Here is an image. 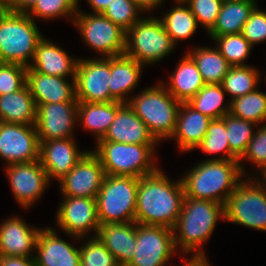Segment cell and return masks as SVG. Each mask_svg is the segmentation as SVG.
Instances as JSON below:
<instances>
[{
    "label": "cell",
    "instance_id": "cell-1",
    "mask_svg": "<svg viewBox=\"0 0 266 266\" xmlns=\"http://www.w3.org/2000/svg\"><path fill=\"white\" fill-rule=\"evenodd\" d=\"M185 194L181 178L171 181L159 169L139 178L135 222L173 229L180 214Z\"/></svg>",
    "mask_w": 266,
    "mask_h": 266
},
{
    "label": "cell",
    "instance_id": "cell-2",
    "mask_svg": "<svg viewBox=\"0 0 266 266\" xmlns=\"http://www.w3.org/2000/svg\"><path fill=\"white\" fill-rule=\"evenodd\" d=\"M219 219H225L224 205L211 200L184 197L181 214L173 228L176 249L206 255L202 244L209 240ZM201 246V247H200Z\"/></svg>",
    "mask_w": 266,
    "mask_h": 266
},
{
    "label": "cell",
    "instance_id": "cell-3",
    "mask_svg": "<svg viewBox=\"0 0 266 266\" xmlns=\"http://www.w3.org/2000/svg\"><path fill=\"white\" fill-rule=\"evenodd\" d=\"M239 160H204L181 178L185 197L225 205L242 180Z\"/></svg>",
    "mask_w": 266,
    "mask_h": 266
},
{
    "label": "cell",
    "instance_id": "cell-4",
    "mask_svg": "<svg viewBox=\"0 0 266 266\" xmlns=\"http://www.w3.org/2000/svg\"><path fill=\"white\" fill-rule=\"evenodd\" d=\"M127 104L158 143L171 138L181 103L167 91L163 82L144 88L137 96H131Z\"/></svg>",
    "mask_w": 266,
    "mask_h": 266
},
{
    "label": "cell",
    "instance_id": "cell-5",
    "mask_svg": "<svg viewBox=\"0 0 266 266\" xmlns=\"http://www.w3.org/2000/svg\"><path fill=\"white\" fill-rule=\"evenodd\" d=\"M43 37L27 13L0 10V55L6 63L29 67Z\"/></svg>",
    "mask_w": 266,
    "mask_h": 266
},
{
    "label": "cell",
    "instance_id": "cell-6",
    "mask_svg": "<svg viewBox=\"0 0 266 266\" xmlns=\"http://www.w3.org/2000/svg\"><path fill=\"white\" fill-rule=\"evenodd\" d=\"M156 145L97 141L92 152L100 160L106 175L141 178L159 170L152 161Z\"/></svg>",
    "mask_w": 266,
    "mask_h": 266
},
{
    "label": "cell",
    "instance_id": "cell-7",
    "mask_svg": "<svg viewBox=\"0 0 266 266\" xmlns=\"http://www.w3.org/2000/svg\"><path fill=\"white\" fill-rule=\"evenodd\" d=\"M139 178L106 175L96 196L101 224L135 222Z\"/></svg>",
    "mask_w": 266,
    "mask_h": 266
},
{
    "label": "cell",
    "instance_id": "cell-8",
    "mask_svg": "<svg viewBox=\"0 0 266 266\" xmlns=\"http://www.w3.org/2000/svg\"><path fill=\"white\" fill-rule=\"evenodd\" d=\"M175 46L160 18L151 16L140 18L126 32L124 54L141 65H152L169 55Z\"/></svg>",
    "mask_w": 266,
    "mask_h": 266
},
{
    "label": "cell",
    "instance_id": "cell-9",
    "mask_svg": "<svg viewBox=\"0 0 266 266\" xmlns=\"http://www.w3.org/2000/svg\"><path fill=\"white\" fill-rule=\"evenodd\" d=\"M224 213L226 221L266 231V191L256 177L241 180L229 195Z\"/></svg>",
    "mask_w": 266,
    "mask_h": 266
},
{
    "label": "cell",
    "instance_id": "cell-10",
    "mask_svg": "<svg viewBox=\"0 0 266 266\" xmlns=\"http://www.w3.org/2000/svg\"><path fill=\"white\" fill-rule=\"evenodd\" d=\"M83 41L103 57H115L125 52L126 32L102 13L86 14L79 10L73 22Z\"/></svg>",
    "mask_w": 266,
    "mask_h": 266
},
{
    "label": "cell",
    "instance_id": "cell-11",
    "mask_svg": "<svg viewBox=\"0 0 266 266\" xmlns=\"http://www.w3.org/2000/svg\"><path fill=\"white\" fill-rule=\"evenodd\" d=\"M176 252L173 229L137 223V244L127 266H164Z\"/></svg>",
    "mask_w": 266,
    "mask_h": 266
},
{
    "label": "cell",
    "instance_id": "cell-12",
    "mask_svg": "<svg viewBox=\"0 0 266 266\" xmlns=\"http://www.w3.org/2000/svg\"><path fill=\"white\" fill-rule=\"evenodd\" d=\"M110 57L78 59L75 72V97L78 102H110Z\"/></svg>",
    "mask_w": 266,
    "mask_h": 266
},
{
    "label": "cell",
    "instance_id": "cell-13",
    "mask_svg": "<svg viewBox=\"0 0 266 266\" xmlns=\"http://www.w3.org/2000/svg\"><path fill=\"white\" fill-rule=\"evenodd\" d=\"M63 199L57 210V227L76 240H82L89 231L97 236L100 222L96 198L63 196Z\"/></svg>",
    "mask_w": 266,
    "mask_h": 266
},
{
    "label": "cell",
    "instance_id": "cell-14",
    "mask_svg": "<svg viewBox=\"0 0 266 266\" xmlns=\"http://www.w3.org/2000/svg\"><path fill=\"white\" fill-rule=\"evenodd\" d=\"M39 150L35 125L0 122V157L7 165L37 161Z\"/></svg>",
    "mask_w": 266,
    "mask_h": 266
},
{
    "label": "cell",
    "instance_id": "cell-15",
    "mask_svg": "<svg viewBox=\"0 0 266 266\" xmlns=\"http://www.w3.org/2000/svg\"><path fill=\"white\" fill-rule=\"evenodd\" d=\"M36 106L35 127L39 142L73 138V129L78 122V102L36 104Z\"/></svg>",
    "mask_w": 266,
    "mask_h": 266
},
{
    "label": "cell",
    "instance_id": "cell-16",
    "mask_svg": "<svg viewBox=\"0 0 266 266\" xmlns=\"http://www.w3.org/2000/svg\"><path fill=\"white\" fill-rule=\"evenodd\" d=\"M5 168L13 195L23 208L36 203L50 183L40 160L10 164Z\"/></svg>",
    "mask_w": 266,
    "mask_h": 266
},
{
    "label": "cell",
    "instance_id": "cell-17",
    "mask_svg": "<svg viewBox=\"0 0 266 266\" xmlns=\"http://www.w3.org/2000/svg\"><path fill=\"white\" fill-rule=\"evenodd\" d=\"M106 174L98 157L88 151L76 166L60 180L63 196L96 198Z\"/></svg>",
    "mask_w": 266,
    "mask_h": 266
},
{
    "label": "cell",
    "instance_id": "cell-18",
    "mask_svg": "<svg viewBox=\"0 0 266 266\" xmlns=\"http://www.w3.org/2000/svg\"><path fill=\"white\" fill-rule=\"evenodd\" d=\"M88 152L80 151L74 138L40 142L39 160L49 179L62 180Z\"/></svg>",
    "mask_w": 266,
    "mask_h": 266
},
{
    "label": "cell",
    "instance_id": "cell-19",
    "mask_svg": "<svg viewBox=\"0 0 266 266\" xmlns=\"http://www.w3.org/2000/svg\"><path fill=\"white\" fill-rule=\"evenodd\" d=\"M34 259L37 266H80V248L58 237L55 229H40Z\"/></svg>",
    "mask_w": 266,
    "mask_h": 266
},
{
    "label": "cell",
    "instance_id": "cell-20",
    "mask_svg": "<svg viewBox=\"0 0 266 266\" xmlns=\"http://www.w3.org/2000/svg\"><path fill=\"white\" fill-rule=\"evenodd\" d=\"M39 231L22 218H7L0 224V256L34 257Z\"/></svg>",
    "mask_w": 266,
    "mask_h": 266
},
{
    "label": "cell",
    "instance_id": "cell-21",
    "mask_svg": "<svg viewBox=\"0 0 266 266\" xmlns=\"http://www.w3.org/2000/svg\"><path fill=\"white\" fill-rule=\"evenodd\" d=\"M39 73L27 67V86L36 104L78 102L75 97V80Z\"/></svg>",
    "mask_w": 266,
    "mask_h": 266
},
{
    "label": "cell",
    "instance_id": "cell-22",
    "mask_svg": "<svg viewBox=\"0 0 266 266\" xmlns=\"http://www.w3.org/2000/svg\"><path fill=\"white\" fill-rule=\"evenodd\" d=\"M99 141L126 144H159L149 133L146 124L127 103L117 111L107 133Z\"/></svg>",
    "mask_w": 266,
    "mask_h": 266
},
{
    "label": "cell",
    "instance_id": "cell-23",
    "mask_svg": "<svg viewBox=\"0 0 266 266\" xmlns=\"http://www.w3.org/2000/svg\"><path fill=\"white\" fill-rule=\"evenodd\" d=\"M97 237L119 266H127L133 258L137 244V222L101 224Z\"/></svg>",
    "mask_w": 266,
    "mask_h": 266
},
{
    "label": "cell",
    "instance_id": "cell-24",
    "mask_svg": "<svg viewBox=\"0 0 266 266\" xmlns=\"http://www.w3.org/2000/svg\"><path fill=\"white\" fill-rule=\"evenodd\" d=\"M78 59L71 58L65 50L42 38L35 50L30 68L46 75L67 77L75 80L76 64Z\"/></svg>",
    "mask_w": 266,
    "mask_h": 266
},
{
    "label": "cell",
    "instance_id": "cell-25",
    "mask_svg": "<svg viewBox=\"0 0 266 266\" xmlns=\"http://www.w3.org/2000/svg\"><path fill=\"white\" fill-rule=\"evenodd\" d=\"M211 121L210 117L196 111L188 103H181L171 138H176L180 151H192L203 140Z\"/></svg>",
    "mask_w": 266,
    "mask_h": 266
},
{
    "label": "cell",
    "instance_id": "cell-26",
    "mask_svg": "<svg viewBox=\"0 0 266 266\" xmlns=\"http://www.w3.org/2000/svg\"><path fill=\"white\" fill-rule=\"evenodd\" d=\"M143 66L125 54L110 57V102H128L129 96L127 94L132 93L133 89L136 88Z\"/></svg>",
    "mask_w": 266,
    "mask_h": 266
},
{
    "label": "cell",
    "instance_id": "cell-27",
    "mask_svg": "<svg viewBox=\"0 0 266 266\" xmlns=\"http://www.w3.org/2000/svg\"><path fill=\"white\" fill-rule=\"evenodd\" d=\"M169 79L164 86L180 103H188L205 85L194 60L187 53Z\"/></svg>",
    "mask_w": 266,
    "mask_h": 266
},
{
    "label": "cell",
    "instance_id": "cell-28",
    "mask_svg": "<svg viewBox=\"0 0 266 266\" xmlns=\"http://www.w3.org/2000/svg\"><path fill=\"white\" fill-rule=\"evenodd\" d=\"M36 110L27 84L17 92L0 95V122L35 125Z\"/></svg>",
    "mask_w": 266,
    "mask_h": 266
},
{
    "label": "cell",
    "instance_id": "cell-29",
    "mask_svg": "<svg viewBox=\"0 0 266 266\" xmlns=\"http://www.w3.org/2000/svg\"><path fill=\"white\" fill-rule=\"evenodd\" d=\"M125 103L111 101L107 103L78 102L77 121L94 133L96 141L102 139L113 122L117 111Z\"/></svg>",
    "mask_w": 266,
    "mask_h": 266
},
{
    "label": "cell",
    "instance_id": "cell-30",
    "mask_svg": "<svg viewBox=\"0 0 266 266\" xmlns=\"http://www.w3.org/2000/svg\"><path fill=\"white\" fill-rule=\"evenodd\" d=\"M257 2L248 0H224L216 24L208 32L210 36L241 33Z\"/></svg>",
    "mask_w": 266,
    "mask_h": 266
},
{
    "label": "cell",
    "instance_id": "cell-31",
    "mask_svg": "<svg viewBox=\"0 0 266 266\" xmlns=\"http://www.w3.org/2000/svg\"><path fill=\"white\" fill-rule=\"evenodd\" d=\"M187 54L194 60L205 84H221L231 67L216 46H197Z\"/></svg>",
    "mask_w": 266,
    "mask_h": 266
},
{
    "label": "cell",
    "instance_id": "cell-32",
    "mask_svg": "<svg viewBox=\"0 0 266 266\" xmlns=\"http://www.w3.org/2000/svg\"><path fill=\"white\" fill-rule=\"evenodd\" d=\"M174 2H176L175 7L164 13L160 20L166 33L176 45L178 40L192 37L199 24L183 0H174Z\"/></svg>",
    "mask_w": 266,
    "mask_h": 266
},
{
    "label": "cell",
    "instance_id": "cell-33",
    "mask_svg": "<svg viewBox=\"0 0 266 266\" xmlns=\"http://www.w3.org/2000/svg\"><path fill=\"white\" fill-rule=\"evenodd\" d=\"M224 93L221 84H205L188 104L211 119H220L230 113V102L223 106Z\"/></svg>",
    "mask_w": 266,
    "mask_h": 266
},
{
    "label": "cell",
    "instance_id": "cell-34",
    "mask_svg": "<svg viewBox=\"0 0 266 266\" xmlns=\"http://www.w3.org/2000/svg\"><path fill=\"white\" fill-rule=\"evenodd\" d=\"M260 72L253 66H231L221 83L223 90L235 98L244 96L258 88L260 82Z\"/></svg>",
    "mask_w": 266,
    "mask_h": 266
},
{
    "label": "cell",
    "instance_id": "cell-35",
    "mask_svg": "<svg viewBox=\"0 0 266 266\" xmlns=\"http://www.w3.org/2000/svg\"><path fill=\"white\" fill-rule=\"evenodd\" d=\"M230 114L237 118L255 123L266 122V93L258 88L244 96L230 101Z\"/></svg>",
    "mask_w": 266,
    "mask_h": 266
},
{
    "label": "cell",
    "instance_id": "cell-36",
    "mask_svg": "<svg viewBox=\"0 0 266 266\" xmlns=\"http://www.w3.org/2000/svg\"><path fill=\"white\" fill-rule=\"evenodd\" d=\"M196 148H200L201 151L208 155L222 152L223 155H221V157L209 158V160H239V158L230 150L225 121L222 118L212 119L207 133Z\"/></svg>",
    "mask_w": 266,
    "mask_h": 266
},
{
    "label": "cell",
    "instance_id": "cell-37",
    "mask_svg": "<svg viewBox=\"0 0 266 266\" xmlns=\"http://www.w3.org/2000/svg\"><path fill=\"white\" fill-rule=\"evenodd\" d=\"M221 55L231 66H247L244 60L248 59L253 46L241 33L222 36H210Z\"/></svg>",
    "mask_w": 266,
    "mask_h": 266
},
{
    "label": "cell",
    "instance_id": "cell-38",
    "mask_svg": "<svg viewBox=\"0 0 266 266\" xmlns=\"http://www.w3.org/2000/svg\"><path fill=\"white\" fill-rule=\"evenodd\" d=\"M225 121L227 138L230 150L240 159L246 152L249 142L254 137L255 130L258 126L253 122L232 116L230 113L223 118Z\"/></svg>",
    "mask_w": 266,
    "mask_h": 266
},
{
    "label": "cell",
    "instance_id": "cell-39",
    "mask_svg": "<svg viewBox=\"0 0 266 266\" xmlns=\"http://www.w3.org/2000/svg\"><path fill=\"white\" fill-rule=\"evenodd\" d=\"M80 0H37L35 4L26 12L32 19L45 18L53 19L57 17H68L73 22L78 10ZM72 16V17H71Z\"/></svg>",
    "mask_w": 266,
    "mask_h": 266
},
{
    "label": "cell",
    "instance_id": "cell-40",
    "mask_svg": "<svg viewBox=\"0 0 266 266\" xmlns=\"http://www.w3.org/2000/svg\"><path fill=\"white\" fill-rule=\"evenodd\" d=\"M141 12L132 0H113L102 14L127 32L140 19Z\"/></svg>",
    "mask_w": 266,
    "mask_h": 266
},
{
    "label": "cell",
    "instance_id": "cell-41",
    "mask_svg": "<svg viewBox=\"0 0 266 266\" xmlns=\"http://www.w3.org/2000/svg\"><path fill=\"white\" fill-rule=\"evenodd\" d=\"M92 236L79 247L80 266H119L103 242L94 234Z\"/></svg>",
    "mask_w": 266,
    "mask_h": 266
},
{
    "label": "cell",
    "instance_id": "cell-42",
    "mask_svg": "<svg viewBox=\"0 0 266 266\" xmlns=\"http://www.w3.org/2000/svg\"><path fill=\"white\" fill-rule=\"evenodd\" d=\"M190 8L199 25L205 27L207 33L216 24L218 14L224 0H183Z\"/></svg>",
    "mask_w": 266,
    "mask_h": 266
},
{
    "label": "cell",
    "instance_id": "cell-43",
    "mask_svg": "<svg viewBox=\"0 0 266 266\" xmlns=\"http://www.w3.org/2000/svg\"><path fill=\"white\" fill-rule=\"evenodd\" d=\"M27 83V67L6 63L0 69V95L19 91Z\"/></svg>",
    "mask_w": 266,
    "mask_h": 266
},
{
    "label": "cell",
    "instance_id": "cell-44",
    "mask_svg": "<svg viewBox=\"0 0 266 266\" xmlns=\"http://www.w3.org/2000/svg\"><path fill=\"white\" fill-rule=\"evenodd\" d=\"M243 159H247L250 162L256 164L259 171L266 167V125L260 126L256 129L254 137L249 142L246 152L239 159V166L241 172L244 175V167L241 164Z\"/></svg>",
    "mask_w": 266,
    "mask_h": 266
},
{
    "label": "cell",
    "instance_id": "cell-45",
    "mask_svg": "<svg viewBox=\"0 0 266 266\" xmlns=\"http://www.w3.org/2000/svg\"><path fill=\"white\" fill-rule=\"evenodd\" d=\"M244 38L252 45L266 40V12L256 6L241 31Z\"/></svg>",
    "mask_w": 266,
    "mask_h": 266
},
{
    "label": "cell",
    "instance_id": "cell-46",
    "mask_svg": "<svg viewBox=\"0 0 266 266\" xmlns=\"http://www.w3.org/2000/svg\"><path fill=\"white\" fill-rule=\"evenodd\" d=\"M0 266H37L34 257L0 256Z\"/></svg>",
    "mask_w": 266,
    "mask_h": 266
},
{
    "label": "cell",
    "instance_id": "cell-47",
    "mask_svg": "<svg viewBox=\"0 0 266 266\" xmlns=\"http://www.w3.org/2000/svg\"><path fill=\"white\" fill-rule=\"evenodd\" d=\"M37 0H10L7 10L26 13Z\"/></svg>",
    "mask_w": 266,
    "mask_h": 266
},
{
    "label": "cell",
    "instance_id": "cell-48",
    "mask_svg": "<svg viewBox=\"0 0 266 266\" xmlns=\"http://www.w3.org/2000/svg\"><path fill=\"white\" fill-rule=\"evenodd\" d=\"M144 12L154 10L159 5H162L165 0H132Z\"/></svg>",
    "mask_w": 266,
    "mask_h": 266
},
{
    "label": "cell",
    "instance_id": "cell-49",
    "mask_svg": "<svg viewBox=\"0 0 266 266\" xmlns=\"http://www.w3.org/2000/svg\"><path fill=\"white\" fill-rule=\"evenodd\" d=\"M113 0H87L94 13H103Z\"/></svg>",
    "mask_w": 266,
    "mask_h": 266
},
{
    "label": "cell",
    "instance_id": "cell-50",
    "mask_svg": "<svg viewBox=\"0 0 266 266\" xmlns=\"http://www.w3.org/2000/svg\"><path fill=\"white\" fill-rule=\"evenodd\" d=\"M189 260H187L186 264L184 263L183 266H211L210 263L207 260V257L205 255H191Z\"/></svg>",
    "mask_w": 266,
    "mask_h": 266
},
{
    "label": "cell",
    "instance_id": "cell-51",
    "mask_svg": "<svg viewBox=\"0 0 266 266\" xmlns=\"http://www.w3.org/2000/svg\"><path fill=\"white\" fill-rule=\"evenodd\" d=\"M261 176H262V179L258 178V174H257V181L264 187L265 191H266V167L263 168L261 171Z\"/></svg>",
    "mask_w": 266,
    "mask_h": 266
},
{
    "label": "cell",
    "instance_id": "cell-52",
    "mask_svg": "<svg viewBox=\"0 0 266 266\" xmlns=\"http://www.w3.org/2000/svg\"><path fill=\"white\" fill-rule=\"evenodd\" d=\"M10 0H0V10H7Z\"/></svg>",
    "mask_w": 266,
    "mask_h": 266
},
{
    "label": "cell",
    "instance_id": "cell-53",
    "mask_svg": "<svg viewBox=\"0 0 266 266\" xmlns=\"http://www.w3.org/2000/svg\"><path fill=\"white\" fill-rule=\"evenodd\" d=\"M6 64V61L0 55V69Z\"/></svg>",
    "mask_w": 266,
    "mask_h": 266
}]
</instances>
